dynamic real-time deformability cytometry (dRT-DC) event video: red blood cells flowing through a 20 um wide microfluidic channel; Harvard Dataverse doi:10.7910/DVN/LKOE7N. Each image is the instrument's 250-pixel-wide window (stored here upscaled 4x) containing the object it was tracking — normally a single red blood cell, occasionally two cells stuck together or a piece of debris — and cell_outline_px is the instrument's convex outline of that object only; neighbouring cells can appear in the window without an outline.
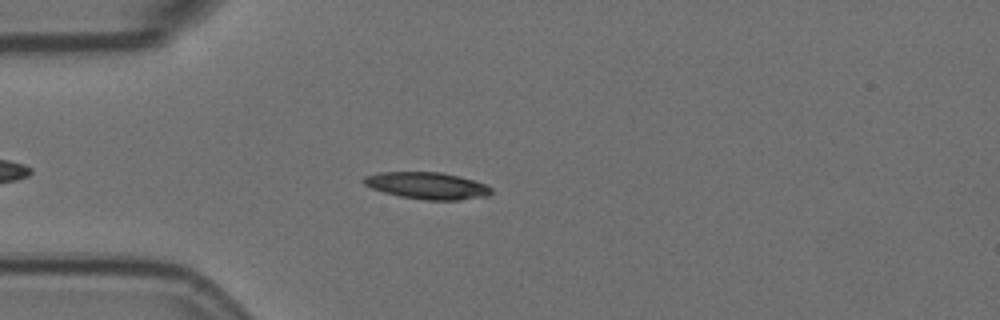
{"species": "Egyptian fruit bat (a non-hibernating species)", "species_latin": "Rousettus aegyptiacus", "temperature_condition": "room temperature", "stored_images_in_passage": 50, "camera_frame_rate_fps": 3000, "um_per_image_px": 0.085, "animal": {"sex": "female"}, "frame": {"image": 1, "passage_image": 8, "time_ms": 2.333, "image_size_px": [1000, 320], "cell_outline_px": [[492, 192], [488, 196], [460, 200], [428, 200], [400, 196], [384, 192], [372, 188], [364, 184], [360, 180], [364, 176], [380, 172], [440, 172], [460, 176], [484, 184], [492, 188]], "centroid_in_image_um": [36.3, 15.78], "position_along_channel_um": 48.7, "area_um2": 19.94}}
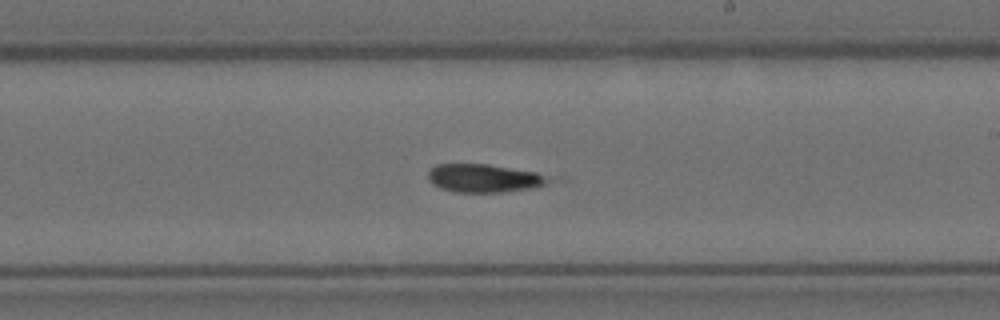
{"frame": {"image": 2, "passage_image": 26, "time_ms": 8.333, "image_size_px": [1000, 320], "cell_outline_px": [[544, 184], [528, 188], [500, 192], [452, 192], [440, 188], [432, 184], [428, 180], [428, 172], [436, 164], [488, 164], [536, 172], [544, 180]], "centroid_in_image_um": [40.96, 15.14], "position_along_channel_um": 248.0, "area_um2": 19.25}}
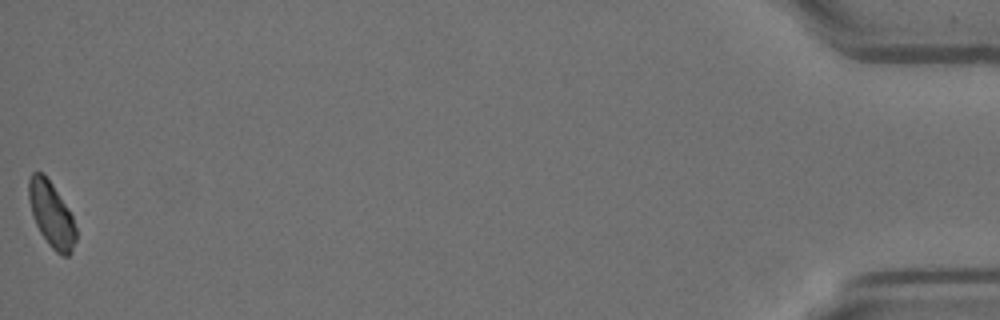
{"frame": {"image": 3, "passage_image": 50, "time_ms": 16.333, "image_size_px": [1000, 320], "cell_outline_px": [[76, 240], [72, 252], [68, 256], [64, 256], [56, 252], [48, 244], [40, 232], [36, 224], [28, 200], [28, 180], [32, 172], [44, 172], [68, 208], [72, 216], [76, 228]], "centroid_in_image_um": [4.37, 18.22], "position_along_channel_um": 430.8, "area_um2": 17.98}, "authors_computed_cell_mechanics": {"area_um2": 19.3052, "velocity_mm_per_s": 3.5355, "shape_relaxation_time_tau1_ms": 3.449, "shape_relaxation_time_tau2_ms": null, "deformation_change_tau1": 0.1114, "deformation_change_tau2": null}}